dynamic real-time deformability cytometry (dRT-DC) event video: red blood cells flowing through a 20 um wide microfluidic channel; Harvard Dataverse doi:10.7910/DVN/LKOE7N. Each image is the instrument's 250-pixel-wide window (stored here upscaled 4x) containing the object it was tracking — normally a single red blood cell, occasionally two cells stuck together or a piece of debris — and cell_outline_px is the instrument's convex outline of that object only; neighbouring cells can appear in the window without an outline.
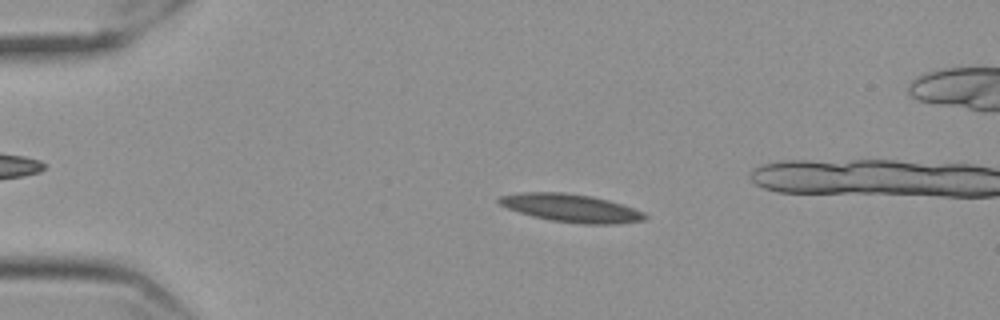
{"species": "Egyptian fruit bat (a non-hibernating species)", "species_latin": "Rousettus aegyptiacus", "temperature_condition": "cold", "stored_images_in_passage": 59, "camera_frame_rate_fps": 3000, "um_per_image_px": 0.085, "frame": {"image": 1, "passage_image": 12, "time_ms": 3.667, "image_size_px": [1000, 320], "cell_outline_px": [[648, 216], [644, 220], [616, 224], [584, 224], [552, 220], [520, 212], [508, 208], [500, 204], [496, 200], [500, 196], [524, 192], [564, 192], [588, 196], [608, 200], [644, 212]], "centroid_in_image_um": [48.55, 17.68], "position_along_channel_um": 36.4, "area_um2": 23.35}}
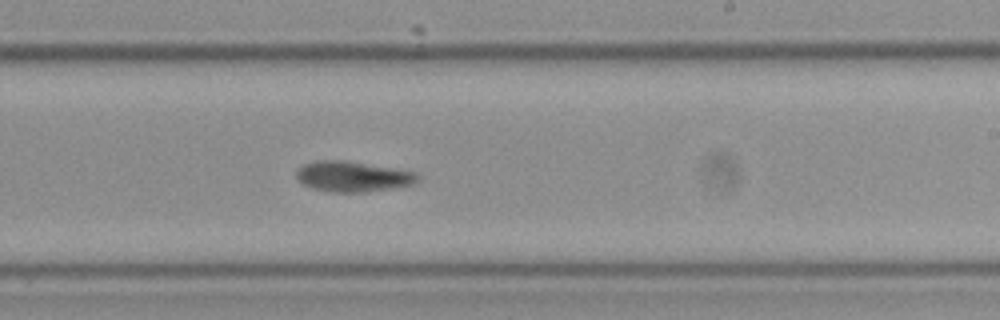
{"frame": {"image": 2, "passage_image": 35, "time_ms": 11.333, "image_size_px": [1000, 320], "cell_outline_px": [[420, 180], [416, 184], [392, 188], [364, 192], [332, 192], [312, 188], [296, 180], [296, 168], [304, 164], [316, 160], [344, 160], [420, 172]], "centroid_in_image_um": [30.02, 14.99], "position_along_channel_um": 259.0, "area_um2": 21.91}}
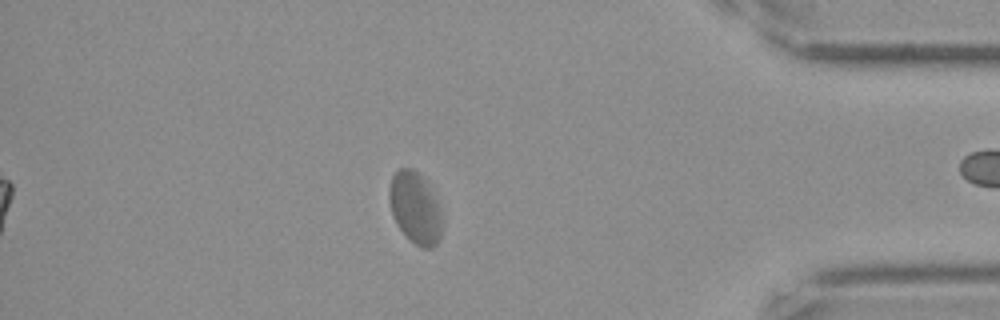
{"frame": {"image": 3, "passage_image": 50, "time_ms": 16.333, "image_size_px": [1000, 320], "cell_outline_px": [[440, 240], [432, 248], [424, 248], [416, 244], [396, 224], [392, 216], [388, 200], [388, 192], [392, 176], [400, 168], [412, 168], [424, 180], [436, 200], [440, 208]], "centroid_in_image_um": [35.25, 17.67], "position_along_channel_um": 400.0, "area_um2": 21.56}, "authors_computed_cell_mechanics": {"area_um2": 22.6576, "velocity_mm_per_s": 3.4679, "shape_relaxation_time_tau1_ms": null, "shape_relaxation_time_tau2_ms": 4.4607, "deformation_change_tau1": null, "deformation_change_tau2": 0.0798}}